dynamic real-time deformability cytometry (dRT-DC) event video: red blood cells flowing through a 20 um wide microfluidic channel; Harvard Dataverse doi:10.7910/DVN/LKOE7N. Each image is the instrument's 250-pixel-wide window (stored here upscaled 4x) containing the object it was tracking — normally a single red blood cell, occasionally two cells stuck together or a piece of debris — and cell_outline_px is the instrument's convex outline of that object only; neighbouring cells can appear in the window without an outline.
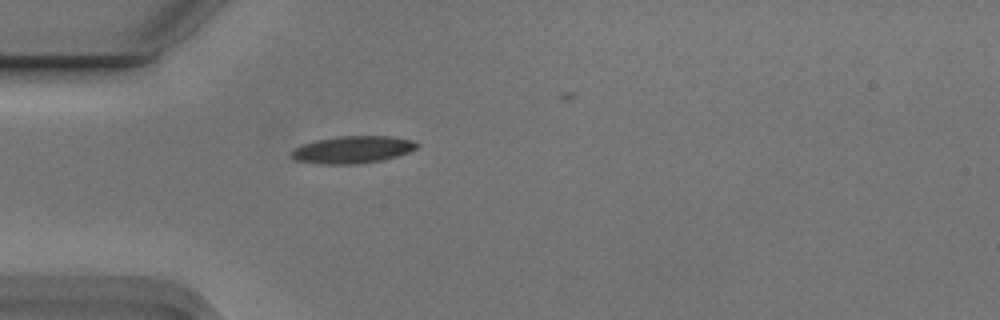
{"species": "Egyptian fruit bat (a non-hibernating species)", "species_latin": "Rousettus aegyptiacus", "temperature_condition": "cold", "stored_images_in_passage": 1, "camera_frame_rate_fps": 3000, "um_per_image_px": 0.085, "animal": {"sex": "male"}, "frame": {"image": 1, "passage_image": 1, "time_ms": 0.0, "image_size_px": [1000, 320], "cell_outline_px": [[420, 144], [416, 148], [408, 152], [396, 156], [380, 160], [356, 164], [320, 164], [292, 160], [288, 156], [288, 152], [292, 148], [300, 144], [316, 140], [340, 136], [388, 136], [412, 140]], "centroid_in_image_um": [29.85, 12.72], "position_along_channel_um": 55.1, "area_um2": 20.17}}